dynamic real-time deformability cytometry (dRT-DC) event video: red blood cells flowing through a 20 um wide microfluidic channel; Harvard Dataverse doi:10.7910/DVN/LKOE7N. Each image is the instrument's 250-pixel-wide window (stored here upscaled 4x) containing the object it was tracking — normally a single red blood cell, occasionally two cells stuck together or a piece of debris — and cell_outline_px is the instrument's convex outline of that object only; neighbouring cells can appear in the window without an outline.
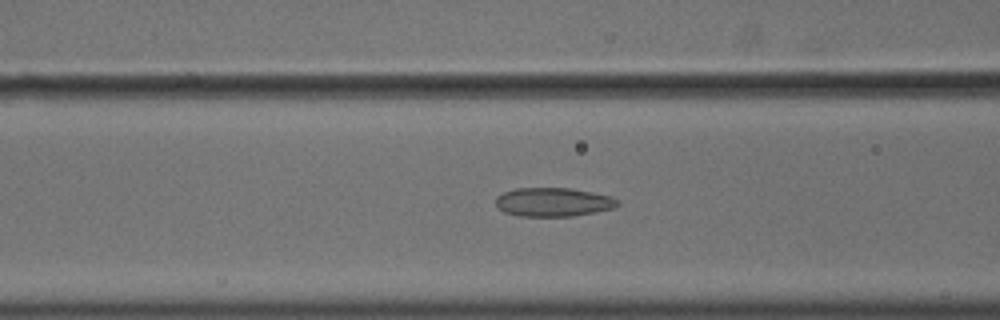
{"species": "common noctule bat (a hibernating species)", "species_latin": "Nyctalus noctula", "temperature_condition": "cold", "stored_images_in_passage": 56, "camera_frame_rate_fps": 3000, "um_per_image_px": 0.085, "animal": {"sex": "male", "body_mass_g": 18.8}, "frame": {"image": 1, "passage_image": 23, "time_ms": 7.333, "image_size_px": [1000, 320], "cell_outline_px": [[620, 204], [616, 208], [596, 212], [572, 216], [516, 216], [504, 212], [496, 208], [496, 196], [504, 192], [516, 188], [572, 188], [612, 196]], "centroid_in_image_um": [47.02, 17.18], "position_along_channel_um": 119.6, "area_um2": 20.69}}
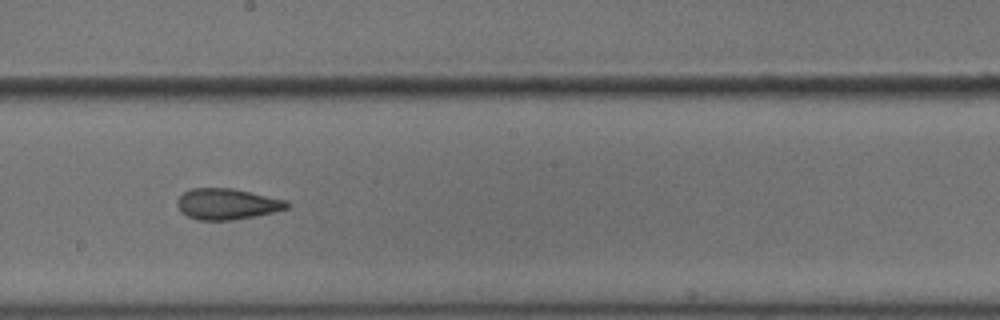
{"frame": {"image": 2, "passage_image": 32, "time_ms": 10.333, "image_size_px": [1000, 320], "cell_outline_px": [[292, 204], [288, 208], [256, 216], [232, 220], [196, 220], [188, 216], [176, 204], [176, 200], [184, 192], [192, 188], [232, 188], [288, 200]], "centroid_in_image_um": [19.34, 17.34], "position_along_channel_um": 228.9, "area_um2": 19.83}}
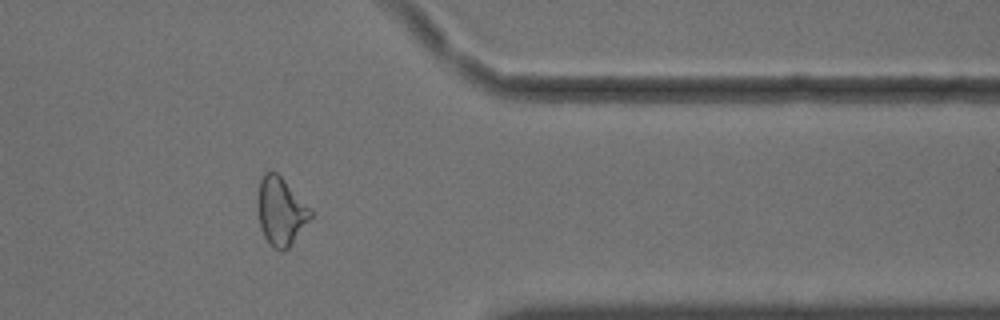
{"frame": {"image": 3, "passage_image": 46, "time_ms": 15.0, "image_size_px": [1000, 320], "cell_outline_px": [[312, 216], [288, 248], [284, 252], [280, 252], [272, 248], [268, 244], [260, 228], [256, 200], [260, 180], [264, 172], [276, 172], [312, 208]], "centroid_in_image_um": [23.84, 17.98], "position_along_channel_um": 387.6, "area_um2": 21.21}, "authors_computed_cell_mechanics": {"area_um2": 21.5594, "velocity_mm_per_s": 3.6325, "shape_relaxation_time_tau1_ms": 11.366, "shape_relaxation_time_tau2_ms": 3.0361, "deformation_change_tau1": 0.1991, "deformation_change_tau2": 0.1072}}